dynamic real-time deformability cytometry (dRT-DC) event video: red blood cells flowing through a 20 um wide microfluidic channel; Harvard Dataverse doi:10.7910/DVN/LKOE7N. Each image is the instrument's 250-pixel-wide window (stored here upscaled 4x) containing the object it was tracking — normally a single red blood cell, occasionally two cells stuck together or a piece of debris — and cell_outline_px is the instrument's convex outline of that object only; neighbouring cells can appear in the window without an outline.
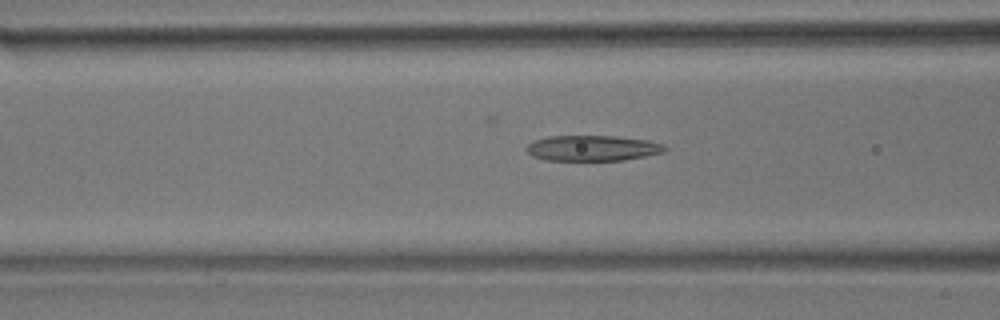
{"species": "common noctule bat (a hibernating species)", "species_latin": "Nyctalus noctula", "temperature_condition": "room temperature", "stored_images_in_passage": 52, "camera_frame_rate_fps": 3000, "um_per_image_px": 0.085, "animal": {"sex": "male", "body_mass_g": 17.9}, "frame": {"image": 1, "passage_image": 20, "time_ms": 6.333, "image_size_px": [1000, 320], "cell_outline_px": [[668, 148], [664, 152], [624, 160], [544, 160], [532, 156], [524, 148], [528, 144], [536, 140], [548, 136], [616, 136], [648, 140], [664, 144]], "centroid_in_image_um": [50.37, 12.59], "position_along_channel_um": 116.2, "area_um2": 20.63}}
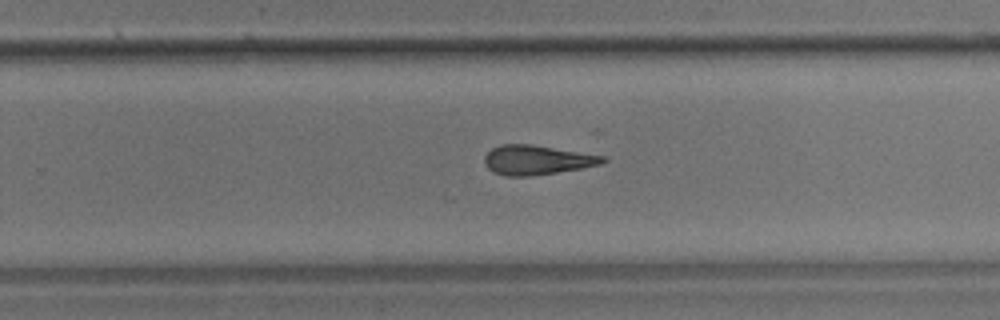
{"frame": {"image": 2, "passage_image": 33, "time_ms": 10.667, "image_size_px": [1000, 320], "cell_outline_px": [[608, 160], [600, 164], [580, 168], [556, 172], [528, 176], [504, 176], [492, 172], [484, 164], [484, 156], [492, 148], [500, 144], [532, 144], [604, 156]], "centroid_in_image_um": [45.58, 13.59], "position_along_channel_um": 284.2, "area_um2": 20.23}}
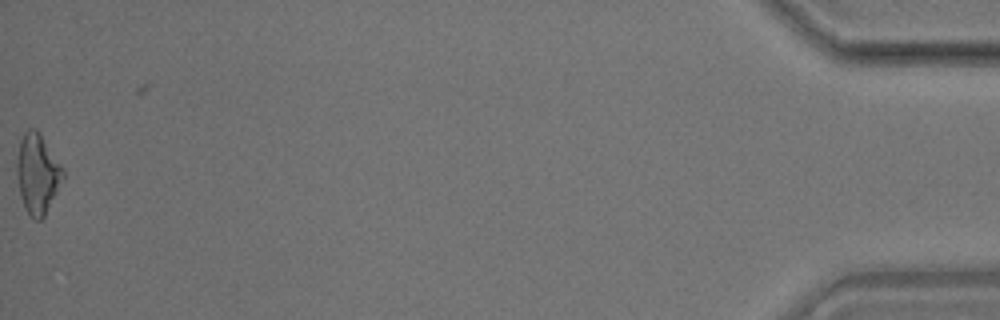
{"frame": {"image": 3, "passage_image": 52, "time_ms": 17.0, "image_size_px": [1000, 320], "cell_outline_px": [[64, 176], [44, 216], [40, 220], [36, 220], [24, 208], [20, 196], [16, 176], [16, 160], [20, 140], [24, 132], [28, 128], [36, 128], [40, 132], [64, 168]], "centroid_in_image_um": [3.16, 14.71], "position_along_channel_um": 432.0, "area_um2": 21.56}}